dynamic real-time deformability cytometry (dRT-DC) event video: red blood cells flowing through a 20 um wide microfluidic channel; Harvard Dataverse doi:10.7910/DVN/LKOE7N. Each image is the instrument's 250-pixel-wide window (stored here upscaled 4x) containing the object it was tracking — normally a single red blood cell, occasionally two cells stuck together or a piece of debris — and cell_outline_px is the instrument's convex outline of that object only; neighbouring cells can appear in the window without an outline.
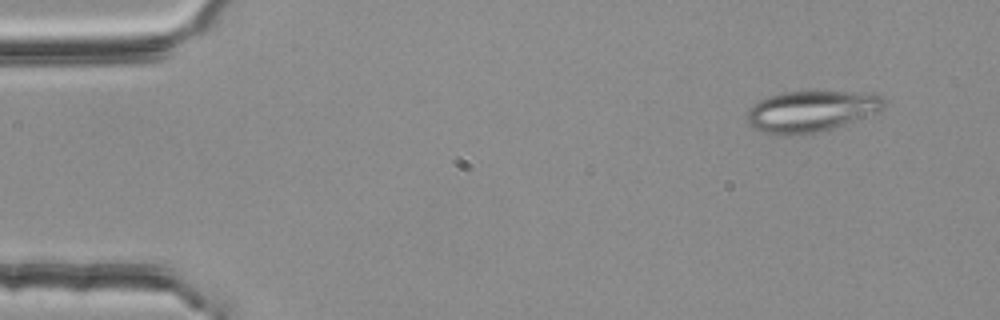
{"species": "common noctule bat (a hibernating species)", "species_latin": "Nyctalus noctula", "temperature_condition": "room temperature", "stored_images_in_passage": 4, "camera_frame_rate_fps": 3000, "um_per_image_px": 0.085, "animal": {"sex": "female", "body_mass_g": 25.1}, "frame": {"image": 1, "passage_image": 1, "time_ms": 0.0, "image_size_px": [1000, 320], "cell_outline_px": [[888, 104], [880, 112], [832, 128], [804, 136], [776, 136], [760, 132], [752, 128], [748, 124], [748, 108], [752, 104], [768, 96], [784, 92], [872, 92], [884, 96]], "centroid_in_image_um": [68.96, 9.48], "position_along_channel_um": 16.0, "area_um2": 33.7}}